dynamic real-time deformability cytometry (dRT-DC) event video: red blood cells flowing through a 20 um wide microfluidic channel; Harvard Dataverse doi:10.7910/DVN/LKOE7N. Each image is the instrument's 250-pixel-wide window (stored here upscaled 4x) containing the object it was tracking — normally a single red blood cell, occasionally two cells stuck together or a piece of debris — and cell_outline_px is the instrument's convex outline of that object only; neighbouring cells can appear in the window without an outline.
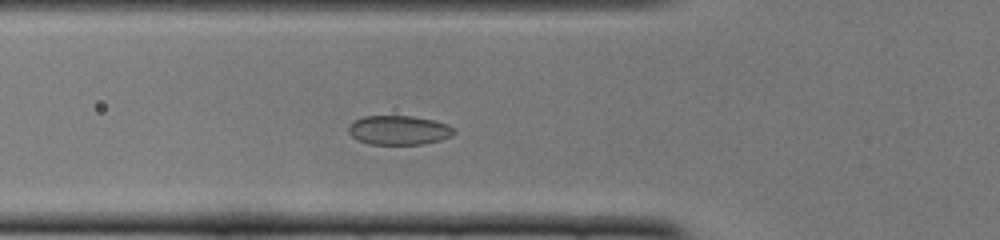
{"species": "common noctule bat (a hibernating species)", "species_latin": "Nyctalus noctula", "temperature_condition": "cold", "stored_images_in_passage": 45, "camera_frame_rate_fps": 3000, "um_per_image_px": 0.085, "animal": {"sex": "female", "body_mass_g": 22.0, "forearm_length_mm": 56.7}, "frame": {"image": 1, "passage_image": 12, "time_ms": 3.667, "image_size_px": [1000, 240], "cell_outline_px": [[456, 132], [452, 136], [440, 140], [420, 144], [368, 144], [356, 140], [348, 132], [348, 124], [352, 120], [364, 116], [412, 116], [432, 120], [448, 124], [456, 128]], "centroid_in_image_um": [33.88, 11.06], "position_along_channel_um": 91.9, "area_um2": 18.21}}
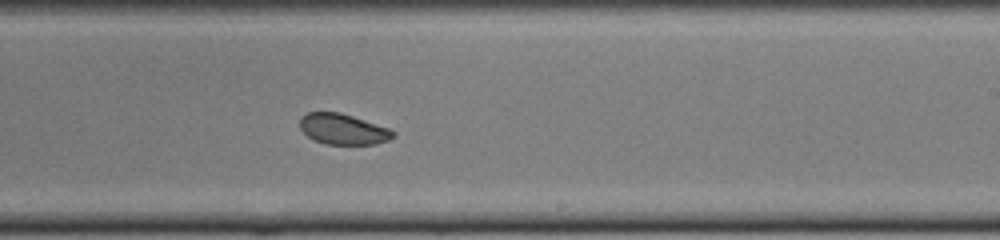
{"frame": {"image": 2, "passage_image": 25, "time_ms": 8.0, "image_size_px": [1000, 240], "cell_outline_px": [[396, 136], [388, 140], [376, 144], [324, 144], [312, 140], [300, 128], [300, 116], [308, 112], [340, 112], [388, 128], [396, 132]], "centroid_in_image_um": [29.14, 10.98], "position_along_channel_um": 259.9, "area_um2": 16.7}}
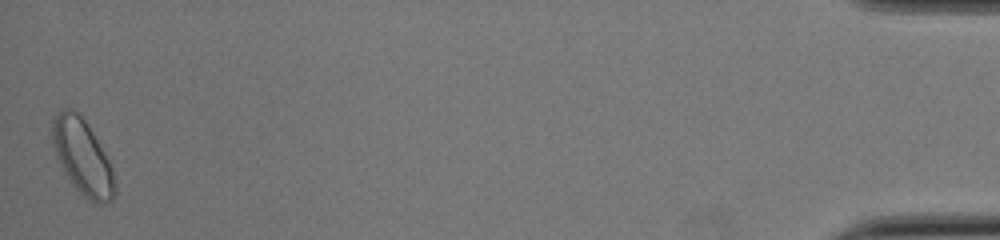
{"frame": {"image": 3, "passage_image": 45, "time_ms": 14.667, "image_size_px": [1000, 240], "cell_outline_px": [[116, 192], [112, 200], [104, 204], [96, 204], [84, 196], [72, 184], [56, 152], [52, 140], [52, 120], [56, 112], [60, 108], [72, 108], [88, 124], [104, 152], [112, 168], [116, 184]], "centroid_in_image_um": [7.04, 13.33], "position_along_channel_um": 428.2, "area_um2": 26.99}, "authors_computed_cell_mechanics": {"area_um2": 17.918, "velocity_mm_per_s": 3.8864, "shape_relaxation_time_tau1_ms": 3.9373, "shape_relaxation_time_tau2_ms": null, "deformation_change_tau1": 0.0696, "deformation_change_tau2": null}}